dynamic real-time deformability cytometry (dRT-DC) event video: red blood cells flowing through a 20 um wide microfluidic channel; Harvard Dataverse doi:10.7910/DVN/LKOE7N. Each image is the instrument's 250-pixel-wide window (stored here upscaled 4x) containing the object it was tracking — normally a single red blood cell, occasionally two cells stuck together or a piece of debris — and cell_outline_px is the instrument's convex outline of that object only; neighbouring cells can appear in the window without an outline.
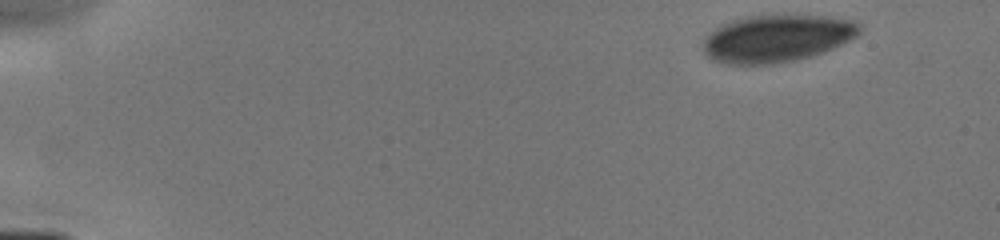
{"species": "human", "species_latin": "Homo sapiens", "temperature_condition": "cold", "stored_images_in_passage": 14, "camera_frame_rate_fps": 3000, "um_per_image_px": 0.085, "donor": {"sex": "male"}, "frame": {"image": 1, "passage_image": 1, "time_ms": 0.0, "image_size_px": [1000, 240], "cell_outline_px": [[860, 32], [856, 36], [824, 52], [812, 56], [796, 60], [772, 64], [728, 64], [712, 60], [704, 52], [704, 40], [720, 24], [732, 20], [748, 16], [820, 16], [848, 20], [860, 24]], "centroid_in_image_um": [66.0, 3.28], "position_along_channel_um": 19.0, "area_um2": 42.48}}
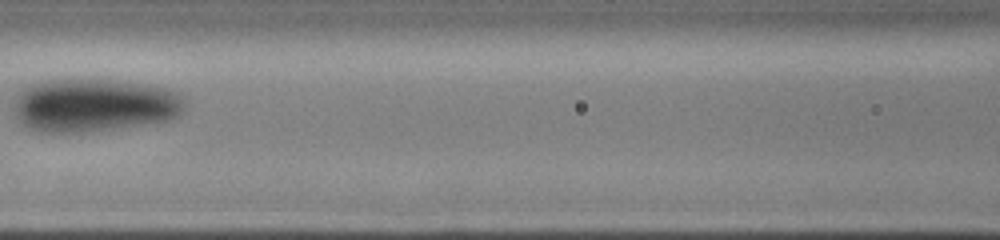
{"frame": {"image": 2, "passage_image": 10, "time_ms": 6.333, "image_size_px": [1000, 240], "cell_outline_px": [[184, 108], [176, 116], [168, 120], [84, 132], [40, 132], [24, 124], [16, 116], [12, 96], [16, 92], [28, 84], [40, 80], [64, 76], [128, 80], [168, 88], [176, 92], [184, 100]], "centroid_in_image_um": [7.91, 8.85], "position_along_channel_um": 158.7, "area_um2": 54.45}}
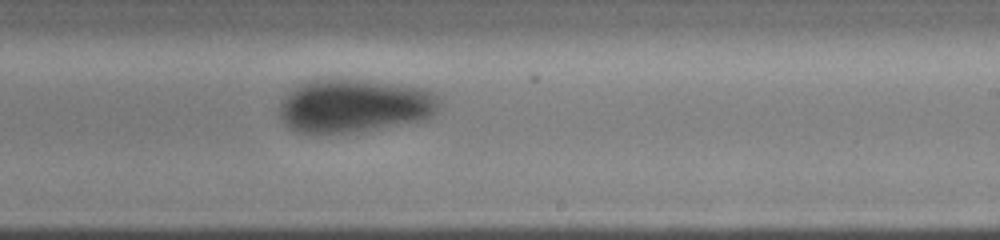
{"frame": {"image": 3, "passage_image": 14, "time_ms": 8.667, "image_size_px": [1000, 240], "cell_outline_px": [[440, 104], [436, 112], [432, 116], [424, 120], [376, 128], [348, 132], [300, 132], [284, 124], [280, 116], [280, 100], [288, 92], [304, 80], [316, 76], [340, 76], [400, 84], [424, 88], [436, 92], [440, 100]], "centroid_in_image_um": [30.11, 8.9], "position_along_channel_um": 258.9, "area_um2": 50.98}}